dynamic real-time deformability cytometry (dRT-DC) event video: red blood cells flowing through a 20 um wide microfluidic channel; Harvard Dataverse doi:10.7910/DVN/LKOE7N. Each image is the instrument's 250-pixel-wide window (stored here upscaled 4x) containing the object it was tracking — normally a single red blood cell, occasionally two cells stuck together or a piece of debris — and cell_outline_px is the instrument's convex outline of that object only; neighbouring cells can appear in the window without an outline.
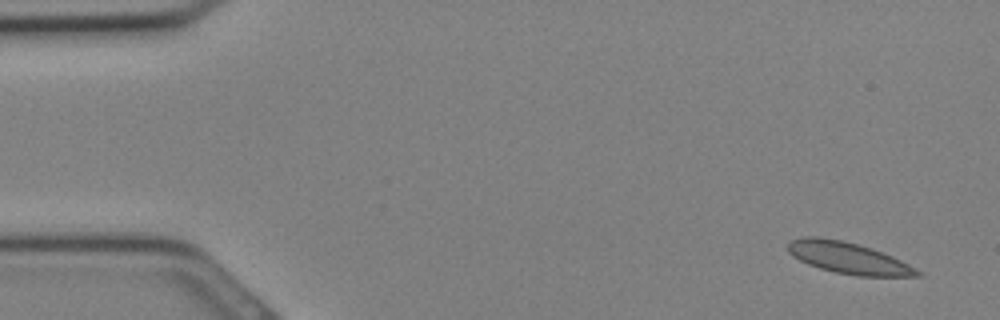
{"species": "Egyptian fruit bat (a non-hibernating species)", "species_latin": "Rousettus aegyptiacus", "temperature_condition": "cold", "stored_images_in_passage": 23, "camera_frame_rate_fps": 3000, "um_per_image_px": 0.085, "animal": {"sex": "female"}, "frame": {"image": 1, "passage_image": 2, "time_ms": 0.333, "image_size_px": [1000, 320], "cell_outline_px": [[924, 276], [856, 276], [836, 272], [820, 268], [808, 264], [792, 256], [788, 252], [788, 244], [792, 240], [804, 236], [820, 236], [840, 240], [872, 248], [892, 256], [908, 264], [920, 272]], "centroid_in_image_um": [72.08, 21.92], "position_along_channel_um": 12.9, "area_um2": 23.52}}
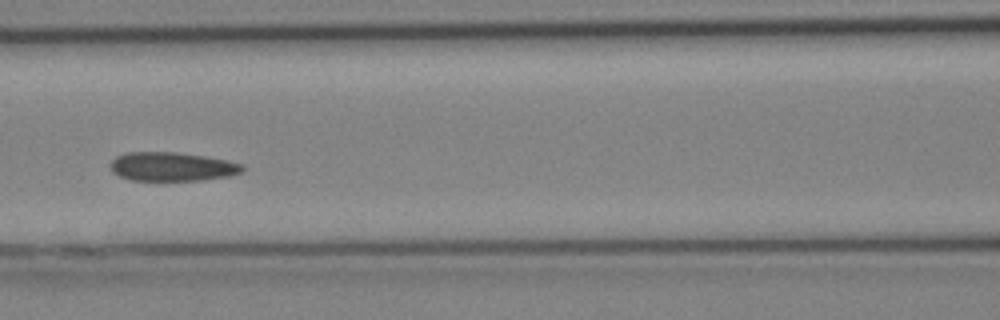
{"frame": {"image": 2, "passage_image": 14, "time_ms": 4.333, "image_size_px": [1000, 320], "cell_outline_px": [[244, 168], [240, 172], [228, 176], [200, 180], [132, 180], [120, 176], [112, 172], [112, 160], [116, 156], [128, 152], [176, 152], [204, 156], [228, 160], [244, 164]], "centroid_in_image_um": [14.64, 14.15], "position_along_channel_um": 152.0, "area_um2": 22.02}}
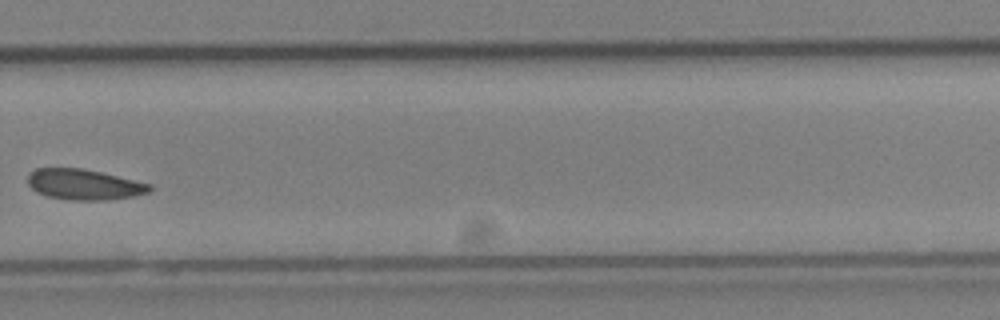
{"frame": {"image": 3, "passage_image": 22, "time_ms": 7.0, "image_size_px": [1000, 320], "cell_outline_px": [[152, 188], [148, 192], [132, 196], [104, 200], [68, 200], [48, 196], [36, 192], [28, 184], [28, 172], [36, 168], [84, 168], [152, 184]], "centroid_in_image_um": [7.11, 15.67], "position_along_channel_um": 322.7, "area_um2": 21.73}}